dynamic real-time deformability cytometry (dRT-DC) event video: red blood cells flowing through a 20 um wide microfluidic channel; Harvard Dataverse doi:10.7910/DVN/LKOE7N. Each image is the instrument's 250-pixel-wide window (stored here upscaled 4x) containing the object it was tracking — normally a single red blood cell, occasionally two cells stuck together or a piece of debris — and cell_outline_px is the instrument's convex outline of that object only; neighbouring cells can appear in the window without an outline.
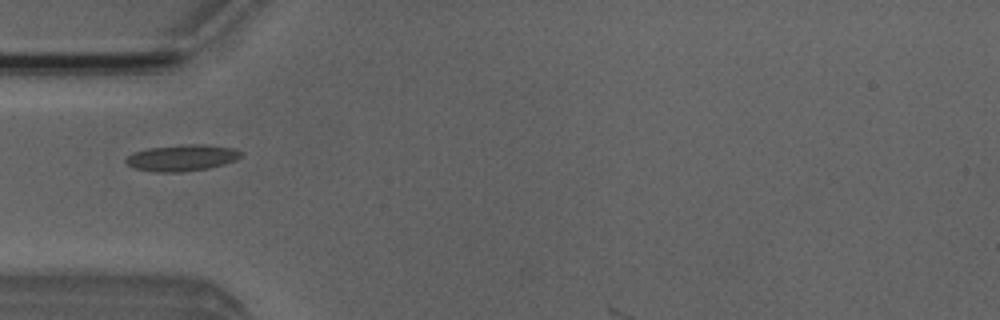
{"species": "Egyptian fruit bat (a non-hibernating species)", "species_latin": "Rousettus aegyptiacus", "temperature_condition": "room temperature", "stored_images_in_passage": 19, "camera_frame_rate_fps": 3000, "um_per_image_px": 0.085, "animal": {"sex": "male"}, "frame": {"image": 1, "passage_image": 16, "time_ms": 5.0, "image_size_px": [1000, 320], "cell_outline_px": [[244, 152], [236, 160], [224, 164], [208, 168], [184, 172], [156, 172], [136, 168], [128, 164], [124, 160], [132, 152], [148, 148], [184, 144], [204, 144], [232, 148]], "centroid_in_image_um": [15.47, 13.41], "position_along_channel_um": 69.5, "area_um2": 17.69}}